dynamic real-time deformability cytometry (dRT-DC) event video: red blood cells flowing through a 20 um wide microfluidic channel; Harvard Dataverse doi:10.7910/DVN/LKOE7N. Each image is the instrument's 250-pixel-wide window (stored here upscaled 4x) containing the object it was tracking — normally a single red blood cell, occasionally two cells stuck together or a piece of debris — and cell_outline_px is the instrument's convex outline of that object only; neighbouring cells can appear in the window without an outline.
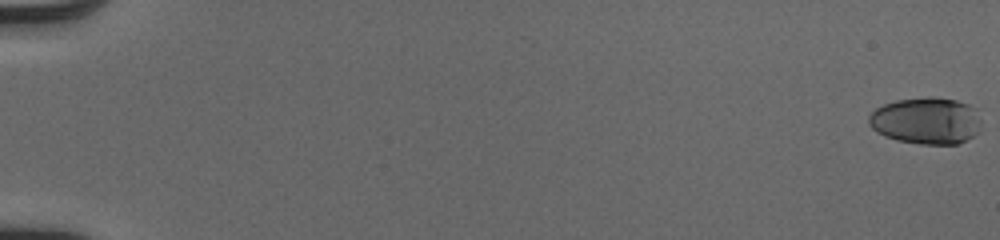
{"species": "human", "species_latin": "Homo sapiens", "temperature_condition": "cold", "stored_images_in_passage": 53, "camera_frame_rate_fps": 3000, "um_per_image_px": 0.085, "donor": {"sex": "male"}, "frame": {"image": 1, "passage_image": 1, "time_ms": 0.0, "image_size_px": [1000, 240], "cell_outline_px": [[980, 124], [976, 132], [972, 136], [956, 144], [920, 144], [896, 140], [884, 136], [876, 132], [868, 124], [868, 116], [876, 108], [884, 104], [896, 100], [928, 96], [936, 96], [956, 100], [968, 104], [976, 108], [980, 120]], "centroid_in_image_um": [78.69, 10.24], "position_along_channel_um": 6.3, "area_um2": 30.87}}
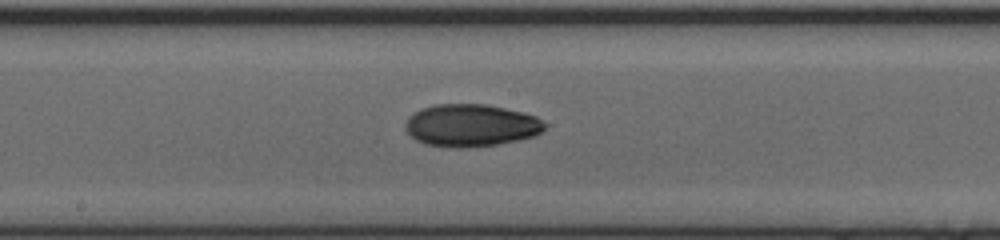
{"frame": {"image": 2, "passage_image": 31, "time_ms": 10.0, "image_size_px": [1000, 240], "cell_outline_px": [[548, 124], [540, 132], [532, 136], [516, 140], [496, 144], [464, 148], [448, 148], [424, 144], [416, 140], [404, 128], [404, 124], [408, 116], [420, 108], [432, 104], [484, 104], [504, 108], [536, 116]], "centroid_in_image_um": [39.97, 10.65], "position_along_channel_um": 208.2, "area_um2": 34.56}}
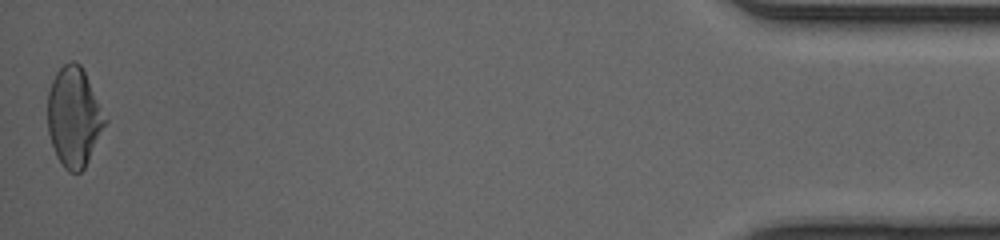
{"frame": {"image": 3, "passage_image": 53, "time_ms": 17.333, "image_size_px": [1000, 240], "cell_outline_px": [[108, 120], [84, 168], [80, 172], [68, 172], [64, 168], [56, 156], [48, 132], [48, 92], [52, 80], [56, 72], [68, 60], [72, 60], [80, 64]], "centroid_in_image_um": [6.28, 9.94], "position_along_channel_um": 428.9, "area_um2": 33.06}, "authors_computed_cell_mechanics": {"area_um2": 32.2524, "velocity_mm_per_s": 4.1316, "shape_relaxation_time_tau1_ms": 7.1648, "shape_relaxation_time_tau2_ms": 3.1097, "deformation_change_tau1": 0.2128, "deformation_change_tau2": 0.0684}}